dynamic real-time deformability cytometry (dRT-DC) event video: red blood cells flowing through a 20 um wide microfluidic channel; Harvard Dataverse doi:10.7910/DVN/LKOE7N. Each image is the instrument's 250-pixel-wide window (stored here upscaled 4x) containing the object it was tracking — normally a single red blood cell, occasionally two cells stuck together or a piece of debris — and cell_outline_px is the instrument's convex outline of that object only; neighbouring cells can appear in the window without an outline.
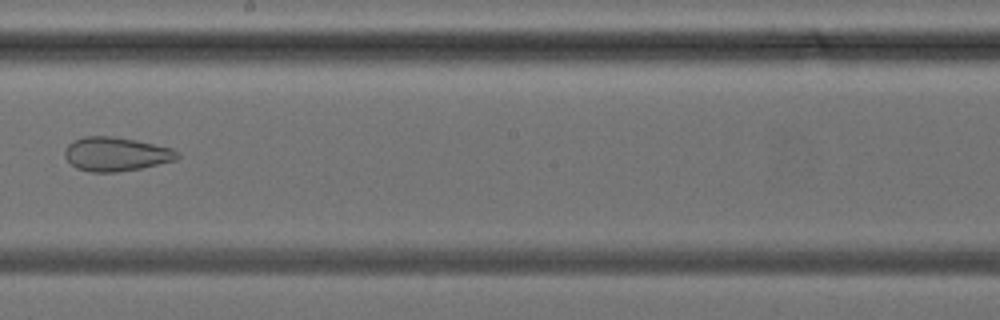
{"species": "common noctule bat (a hibernating species)", "species_latin": "Nyctalus noctula", "temperature_condition": "cold", "stored_images_in_passage": 40, "camera_frame_rate_fps": 3000, "um_per_image_px": 0.085, "animal": {"sex": "female", "body_mass_g": 24.6, "forearm_length_mm": 56.2}, "frame": {"image": 1, "passage_image": 23, "time_ms": 7.333, "image_size_px": [1000, 320], "cell_outline_px": [[180, 156], [176, 160], [140, 168], [116, 172], [92, 172], [76, 168], [64, 156], [64, 152], [68, 144], [84, 136], [112, 136], [136, 140], [172, 148], [180, 152]], "centroid_in_image_um": [9.88, 13.09], "position_along_channel_um": 238.3, "area_um2": 22.2}}